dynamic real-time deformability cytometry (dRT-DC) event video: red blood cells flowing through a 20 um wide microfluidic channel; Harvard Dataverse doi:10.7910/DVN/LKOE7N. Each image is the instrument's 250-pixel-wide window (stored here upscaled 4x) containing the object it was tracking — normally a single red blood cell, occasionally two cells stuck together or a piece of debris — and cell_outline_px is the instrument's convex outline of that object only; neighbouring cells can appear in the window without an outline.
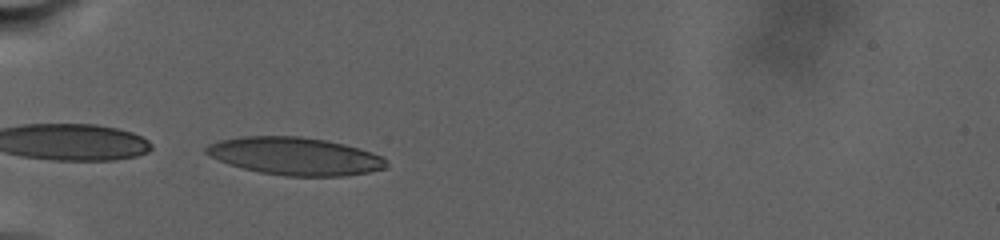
{"species": "human", "species_latin": "Homo sapiens", "temperature_condition": "warm", "stored_images_in_passage": 48, "camera_frame_rate_fps": 3000, "um_per_image_px": 0.085, "donor": {"sex": "male"}, "frame": {"image": 1, "passage_image": 1, "time_ms": 0.0, "image_size_px": [1000, 240], "cell_outline_px": [[384, 168], [368, 172], [344, 176], [284, 176], [260, 172], [228, 164], [208, 156], [204, 152], [204, 148], [208, 144], [220, 140], [240, 136], [300, 136], [328, 140], [360, 148], [372, 152], [380, 156], [384, 160]], "centroid_in_image_um": [25.01, 13.26], "position_along_channel_um": 60.0, "area_um2": 39.59}}
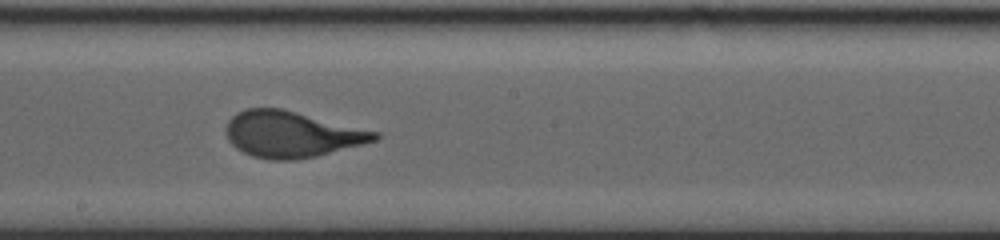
{"frame": {"image": 2, "passage_image": 20, "time_ms": 7.333, "image_size_px": [1000, 240], "cell_outline_px": [[380, 136], [376, 140], [364, 144], [316, 156], [292, 160], [272, 160], [252, 156], [236, 148], [228, 140], [224, 132], [224, 128], [228, 120], [236, 112], [244, 108], [280, 108], [380, 132]], "centroid_in_image_um": [24.75, 11.41], "position_along_channel_um": 223.4, "area_um2": 40.06}}
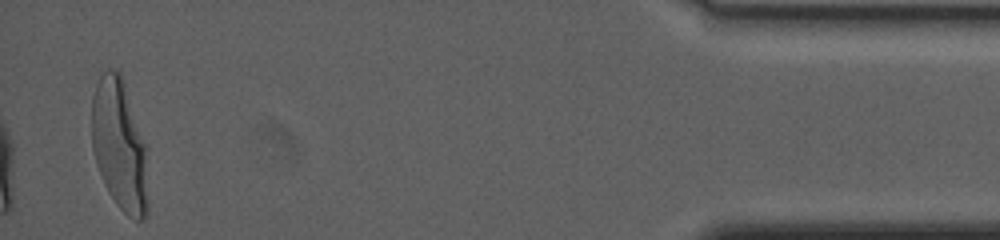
{"frame": {"image": 3, "passage_image": 48, "time_ms": 18.333, "image_size_px": [1000, 240], "cell_outline_px": [[148, 212], [144, 220], [136, 220], [128, 216], [116, 204], [108, 192], [104, 184], [96, 164], [92, 148], [92, 96], [96, 84], [100, 76], [108, 68], [112, 68], [120, 72], [144, 144], [148, 200]], "centroid_in_image_um": [10.13, 12.39], "position_along_channel_um": 425.1, "area_um2": 42.43}, "authors_computed_cell_mechanics": {"area_um2": 39.9109, "velocity_mm_per_s": 2.4428, "shape_relaxation_time_tau1_ms": 5.0981, "shape_relaxation_time_tau2_ms": null, "deformation_change_tau1": 0.2008, "deformation_change_tau2": null}}